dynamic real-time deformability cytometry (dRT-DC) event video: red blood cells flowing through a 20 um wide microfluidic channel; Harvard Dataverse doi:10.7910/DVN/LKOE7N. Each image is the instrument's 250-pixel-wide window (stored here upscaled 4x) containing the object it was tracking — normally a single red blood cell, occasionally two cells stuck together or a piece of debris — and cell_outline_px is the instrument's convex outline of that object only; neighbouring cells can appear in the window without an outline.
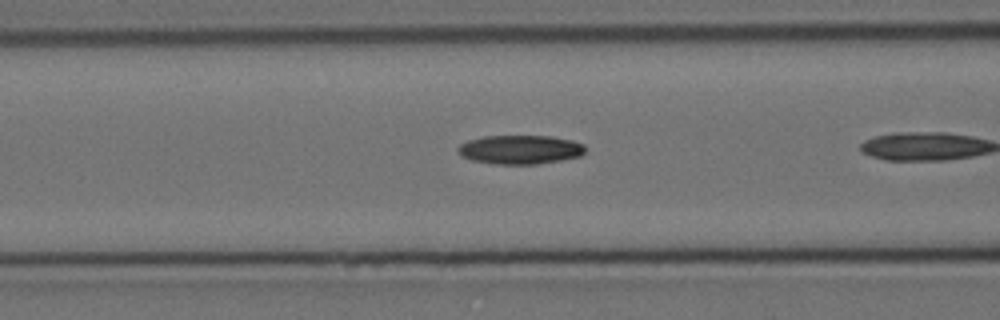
{"species": "Egyptian fruit bat (a non-hibernating species)", "species_latin": "Rousettus aegyptiacus", "temperature_condition": "cold", "stored_images_in_passage": 8, "camera_frame_rate_fps": 3000, "um_per_image_px": 0.085, "animal": {"sex": "female"}, "frame": {"image": 1, "passage_image": 7, "time_ms": 2.0, "image_size_px": [1000, 320], "cell_outline_px": [[588, 148], [580, 156], [560, 160], [536, 164], [496, 164], [472, 160], [456, 152], [456, 148], [460, 144], [468, 140], [484, 136], [552, 136], [572, 140], [584, 144]], "centroid_in_image_um": [44.22, 12.71], "position_along_channel_um": 122.4, "area_um2": 21.56}}